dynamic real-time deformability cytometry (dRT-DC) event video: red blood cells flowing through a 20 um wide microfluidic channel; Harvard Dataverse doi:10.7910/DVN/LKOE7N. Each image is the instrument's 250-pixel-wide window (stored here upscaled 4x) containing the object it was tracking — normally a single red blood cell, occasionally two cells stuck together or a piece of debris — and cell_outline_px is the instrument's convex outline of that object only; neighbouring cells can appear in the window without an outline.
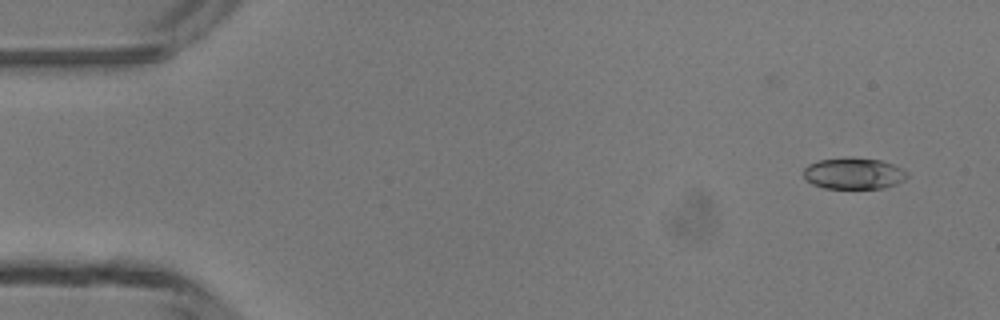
{"species": "common noctule bat (a hibernating species)", "species_latin": "Nyctalus noctula", "temperature_condition": "room temperature", "stored_images_in_passage": 2, "camera_frame_rate_fps": 3000, "um_per_image_px": 0.085, "animal": {"sex": "male", "body_mass_g": 13.3}, "frame": {"image": 1, "passage_image": 2, "time_ms": 1.0, "image_size_px": [1000, 320], "cell_outline_px": [[908, 176], [904, 180], [896, 184], [884, 188], [824, 188], [812, 184], [804, 176], [804, 168], [808, 164], [820, 160], [880, 160], [892, 164], [908, 172]], "centroid_in_image_um": [72.58, 14.79], "position_along_channel_um": 12.4, "area_um2": 18.15}}